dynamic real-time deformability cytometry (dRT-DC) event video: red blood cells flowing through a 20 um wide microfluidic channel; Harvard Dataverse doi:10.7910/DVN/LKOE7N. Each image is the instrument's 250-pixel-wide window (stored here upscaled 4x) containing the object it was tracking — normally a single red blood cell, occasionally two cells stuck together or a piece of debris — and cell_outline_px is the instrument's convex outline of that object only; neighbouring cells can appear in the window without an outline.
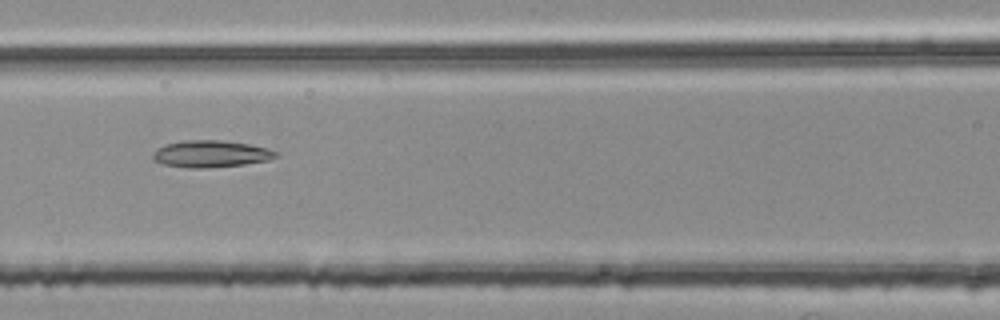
{"species": "common noctule bat (a hibernating species)", "species_latin": "Nyctalus noctula", "temperature_condition": "room temperature", "stored_images_in_passage": 7, "camera_frame_rate_fps": 3000, "um_per_image_px": 0.085, "animal": {"sex": "female", "body_mass_g": 25.1}, "frame": {"image": 1, "passage_image": 7, "time_ms": 2.0, "image_size_px": [1000, 320], "cell_outline_px": [[280, 156], [268, 160], [244, 164], [204, 168], [188, 168], [164, 164], [156, 160], [152, 156], [152, 152], [156, 148], [164, 144], [184, 140], [220, 140], [248, 144], [268, 148], [280, 152]], "centroid_in_image_um": [17.94, 13.07], "position_along_channel_um": 148.7, "area_um2": 19.36}}